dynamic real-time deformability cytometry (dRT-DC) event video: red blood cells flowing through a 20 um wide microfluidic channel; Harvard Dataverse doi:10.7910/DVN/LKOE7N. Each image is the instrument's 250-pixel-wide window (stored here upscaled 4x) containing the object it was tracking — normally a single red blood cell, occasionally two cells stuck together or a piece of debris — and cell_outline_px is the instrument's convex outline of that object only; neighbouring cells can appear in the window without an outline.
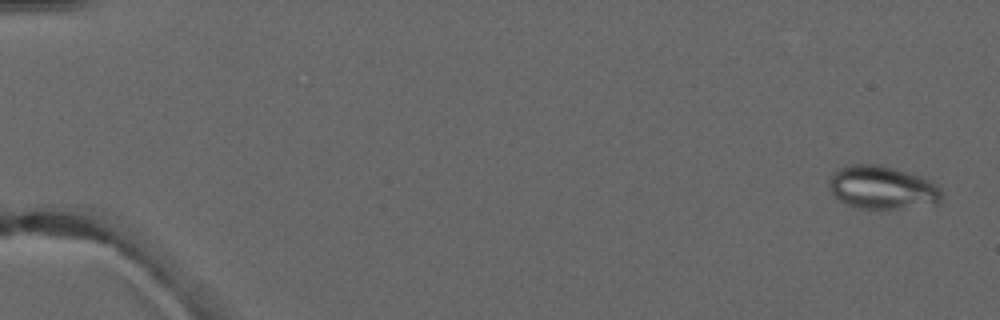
{"species": "common noctule bat (a hibernating species)", "species_latin": "Nyctalus noctula", "temperature_condition": "warm", "stored_images_in_passage": 5, "camera_frame_rate_fps": 3000, "um_per_image_px": 0.085, "animal": {"sex": "male", "forearm_length_mm": 52.5}, "frame": {"image": 1, "passage_image": 1, "time_ms": 0.0, "image_size_px": [1000, 320], "cell_outline_px": [[940, 204], [896, 208], [860, 208], [848, 204], [840, 200], [832, 192], [828, 184], [828, 180], [832, 172], [840, 168], [852, 164], [876, 164], [896, 168], [924, 176], [932, 180], [940, 188]], "centroid_in_image_um": [75.01, 15.91], "position_along_channel_um": 10.0, "area_um2": 28.44}}